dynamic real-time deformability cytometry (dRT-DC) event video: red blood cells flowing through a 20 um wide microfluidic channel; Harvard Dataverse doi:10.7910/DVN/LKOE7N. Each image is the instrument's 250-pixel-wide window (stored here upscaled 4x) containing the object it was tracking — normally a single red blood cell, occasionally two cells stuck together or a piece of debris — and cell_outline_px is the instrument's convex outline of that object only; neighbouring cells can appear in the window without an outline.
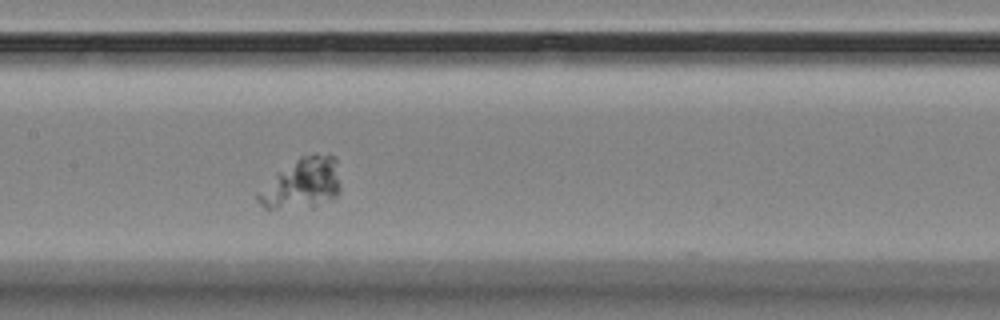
{"species": "Egyptian fruit bat (a non-hibernating species)", "species_latin": "Rousettus aegyptiacus", "temperature_condition": "room temperature", "stored_images_in_passage": 5, "camera_frame_rate_fps": 3000, "um_per_image_px": 0.085, "animal": {"sex": "female"}, "frame": {"image": 1, "passage_image": 5, "time_ms": 4.667, "image_size_px": [1000, 320], "cell_outline_px": [[340, 188], [336, 196], [312, 208], [264, 208], [256, 200], [256, 192], [280, 172], [300, 156], [316, 152], [332, 156], [336, 160], [340, 184]], "centroid_in_image_um": [25.69, 15.61], "position_along_channel_um": 181.7, "area_um2": 24.1}}